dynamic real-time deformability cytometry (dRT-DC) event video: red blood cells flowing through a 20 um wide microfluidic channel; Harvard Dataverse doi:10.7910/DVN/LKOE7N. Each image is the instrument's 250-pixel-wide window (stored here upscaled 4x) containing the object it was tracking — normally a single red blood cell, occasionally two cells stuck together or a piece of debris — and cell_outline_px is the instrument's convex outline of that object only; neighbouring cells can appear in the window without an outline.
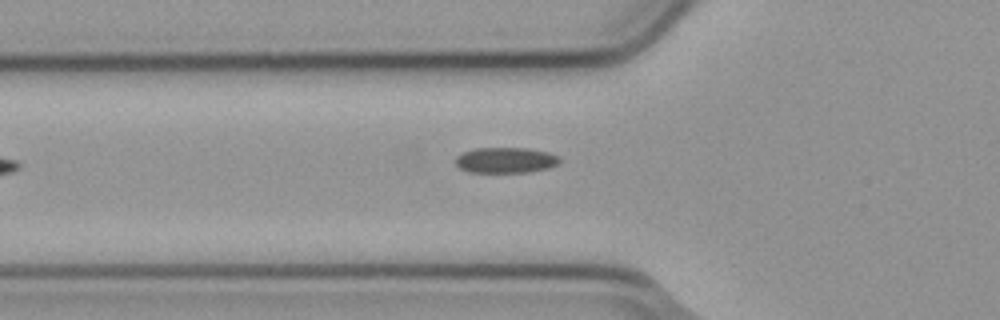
{"species": "common noctule bat (a hibernating species)", "species_latin": "Nyctalus noctula", "temperature_condition": "cold", "stored_images_in_passage": 5, "camera_frame_rate_fps": 3000, "um_per_image_px": 0.085, "animal": {"sex": "male", "body_mass_g": 23.1, "forearm_length_mm": 52.7}, "frame": {"image": 1, "passage_image": 5, "time_ms": 1.333, "image_size_px": [1000, 320], "cell_outline_px": [[560, 160], [556, 164], [548, 168], [528, 172], [468, 172], [460, 168], [456, 164], [456, 156], [460, 152], [476, 148], [528, 148], [548, 152], [560, 156]], "centroid_in_image_um": [42.96, 13.6], "position_along_channel_um": 82.8, "area_um2": 15.61}}